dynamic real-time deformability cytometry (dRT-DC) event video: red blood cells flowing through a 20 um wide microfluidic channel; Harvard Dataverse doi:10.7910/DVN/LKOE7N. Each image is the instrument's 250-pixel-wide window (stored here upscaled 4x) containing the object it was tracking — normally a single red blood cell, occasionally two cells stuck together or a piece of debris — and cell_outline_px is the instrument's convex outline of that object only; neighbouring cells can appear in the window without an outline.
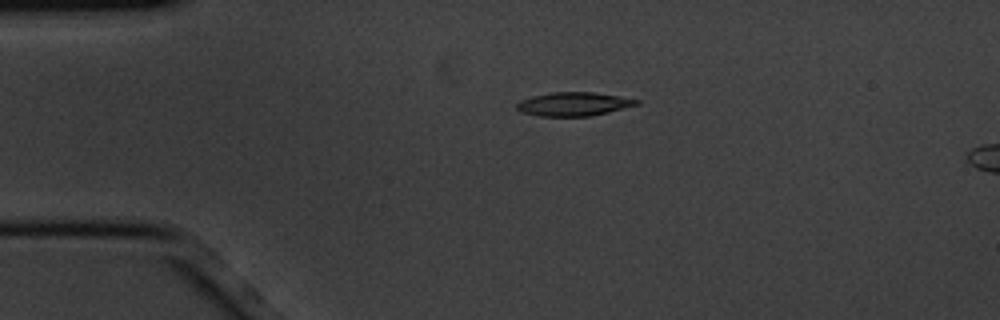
{"species": "common noctule bat (a hibernating species)", "species_latin": "Nyctalus noctula", "temperature_condition": "cold", "stored_images_in_passage": 5, "camera_frame_rate_fps": 3000, "um_per_image_px": 0.085, "animal": {"sex": "male", "body_mass_g": 20.1, "forearm_length_mm": 53.5}, "frame": {"image": 1, "passage_image": 4, "time_ms": 1.0, "image_size_px": [1000, 320], "cell_outline_px": [[640, 104], [592, 116], [540, 116], [520, 112], [516, 108], [516, 104], [520, 100], [532, 96], [552, 92], [592, 92], [640, 100]], "centroid_in_image_um": [48.73, 8.85], "position_along_channel_um": 36.3, "area_um2": 16.47}}